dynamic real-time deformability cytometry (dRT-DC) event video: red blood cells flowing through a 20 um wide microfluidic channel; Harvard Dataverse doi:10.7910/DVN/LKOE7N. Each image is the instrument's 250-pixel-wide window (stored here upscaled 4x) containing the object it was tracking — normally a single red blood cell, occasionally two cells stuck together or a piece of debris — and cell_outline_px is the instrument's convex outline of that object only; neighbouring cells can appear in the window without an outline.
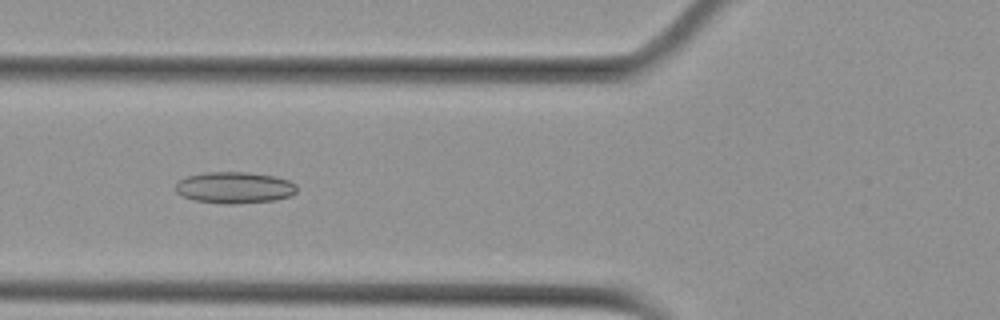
{"species": "Egyptian fruit bat (a non-hibernating species)", "species_latin": "Rousettus aegyptiacus", "temperature_condition": "cold", "stored_images_in_passage": 6, "camera_frame_rate_fps": 3000, "um_per_image_px": 0.085, "animal": {"sex": "female"}, "frame": {"image": 1, "passage_image": 5, "time_ms": 1.333, "image_size_px": [1000, 320], "cell_outline_px": [[296, 192], [292, 196], [276, 200], [232, 204], [228, 204], [196, 200], [184, 196], [176, 192], [176, 184], [180, 180], [188, 176], [204, 172], [248, 172], [276, 176], [288, 180], [296, 184]], "centroid_in_image_um": [19.98, 15.94], "position_along_channel_um": 105.8, "area_um2": 22.2}}
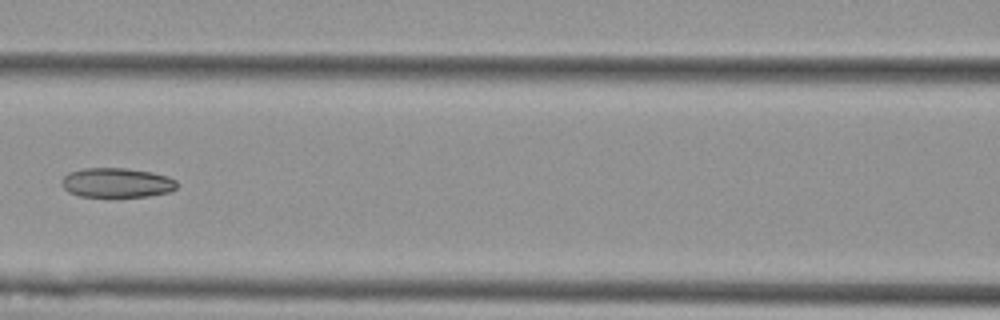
{"frame": {"image": 2, "passage_image": 6, "time_ms": 1.667, "image_size_px": [1000, 320], "cell_outline_px": [[176, 188], [168, 192], [148, 196], [80, 196], [68, 192], [60, 184], [64, 176], [68, 172], [84, 168], [128, 168], [152, 172], [168, 176], [176, 180]], "centroid_in_image_um": [9.9, 15.52], "position_along_channel_um": 156.7, "area_um2": 19.83}}